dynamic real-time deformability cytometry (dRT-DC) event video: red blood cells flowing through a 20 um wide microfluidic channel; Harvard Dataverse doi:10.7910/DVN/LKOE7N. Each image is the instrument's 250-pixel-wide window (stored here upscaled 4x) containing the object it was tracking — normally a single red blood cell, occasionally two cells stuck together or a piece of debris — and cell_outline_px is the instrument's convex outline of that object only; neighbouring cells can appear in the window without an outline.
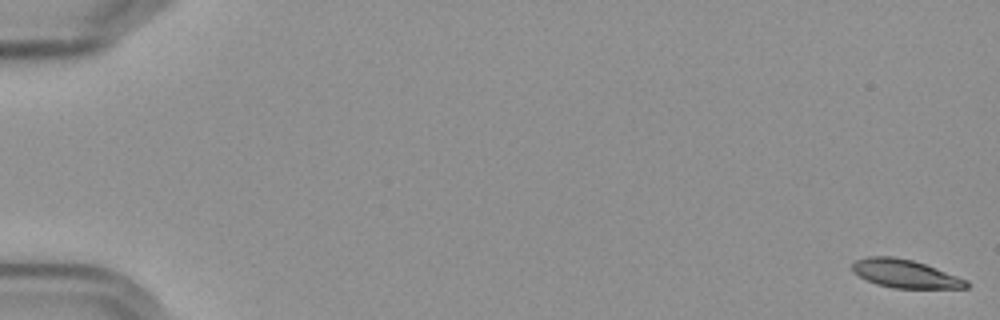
{"species": "Egyptian fruit bat (a non-hibernating species)", "species_latin": "Rousettus aegyptiacus", "temperature_condition": "cold", "stored_images_in_passage": 58, "camera_frame_rate_fps": 3000, "um_per_image_px": 0.085, "frame": {"image": 1, "passage_image": 1, "time_ms": 0.0, "image_size_px": [1000, 320], "cell_outline_px": [[972, 284], [968, 288], [892, 288], [876, 284], [852, 272], [852, 264], [856, 260], [868, 256], [892, 256], [912, 260], [936, 268], [968, 280]], "centroid_in_image_um": [76.96, 23.27], "position_along_channel_um": 8.0, "area_um2": 18.79}}
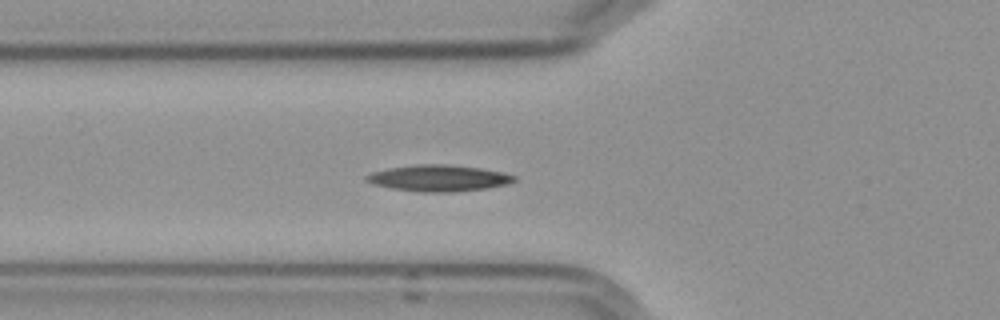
{"frame": {"image": 2, "passage_image": 22, "time_ms": 7.0, "image_size_px": [1000, 320], "cell_outline_px": [[516, 180], [508, 184], [488, 188], [456, 192], [424, 192], [392, 188], [372, 184], [364, 180], [364, 176], [372, 172], [388, 168], [420, 164], [444, 164], [480, 168], [500, 172], [516, 176]], "centroid_in_image_um": [37.27, 15.15], "position_along_channel_um": 88.5, "area_um2": 22.66}}
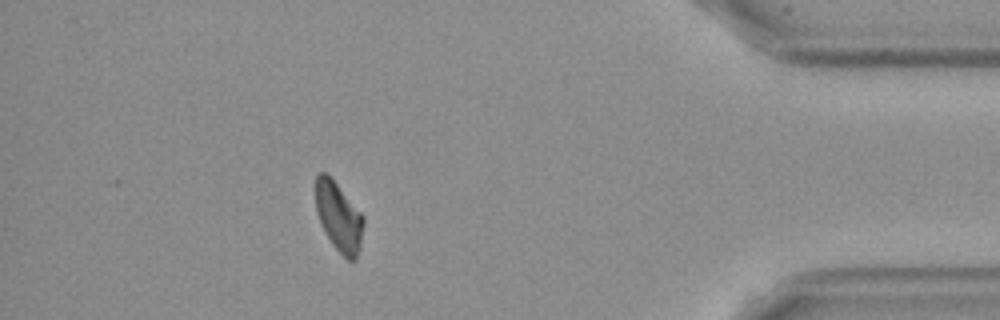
{"frame": {"image": 3, "passage_image": 52, "time_ms": 17.0, "image_size_px": [1000, 320], "cell_outline_px": [[364, 224], [360, 248], [356, 260], [348, 260], [332, 244], [320, 224], [316, 212], [316, 176], [320, 172], [324, 172], [336, 184], [364, 216]], "centroid_in_image_um": [28.8, 18.47], "position_along_channel_um": 406.4, "area_um2": 19.02}, "authors_computed_cell_mechanics": {"area_um2": 20.3167, "velocity_mm_per_s": 3.5779, "shape_relaxation_time_tau1_ms": null, "shape_relaxation_time_tau2_ms": 4.5898, "deformation_change_tau1": null, "deformation_change_tau2": 0.0975}}